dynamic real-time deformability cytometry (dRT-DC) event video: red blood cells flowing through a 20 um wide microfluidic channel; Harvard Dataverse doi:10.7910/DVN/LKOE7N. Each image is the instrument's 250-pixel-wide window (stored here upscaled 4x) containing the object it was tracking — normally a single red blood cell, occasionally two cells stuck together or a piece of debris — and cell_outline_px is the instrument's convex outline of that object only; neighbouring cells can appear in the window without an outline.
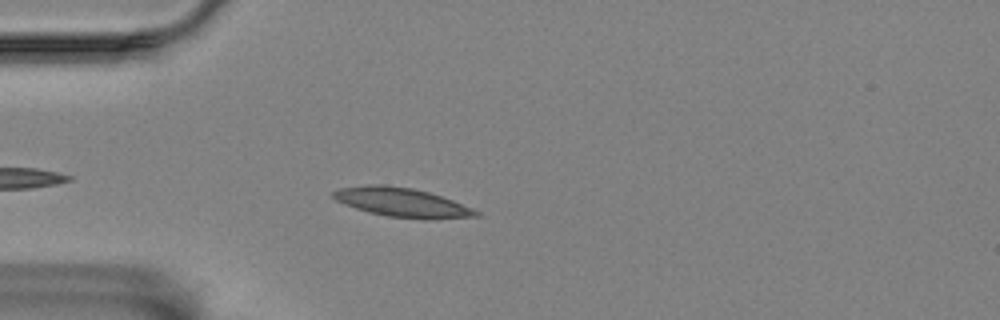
{"species": "Egyptian fruit bat (a non-hibernating species)", "species_latin": "Rousettus aegyptiacus", "temperature_condition": "room temperature", "stored_images_in_passage": 45, "camera_frame_rate_fps": 3000, "um_per_image_px": 0.085, "animal": {"sex": "female"}, "frame": {"image": 1, "passage_image": 6, "time_ms": 1.667, "image_size_px": [1000, 320], "cell_outline_px": [[484, 216], [432, 220], [424, 220], [388, 216], [368, 212], [344, 204], [336, 200], [332, 196], [332, 192], [340, 188], [368, 184], [380, 184], [412, 188], [428, 192], [452, 200], [472, 208], [480, 212]], "centroid_in_image_um": [34.21, 17.22], "position_along_channel_um": 50.8, "area_um2": 24.39}}
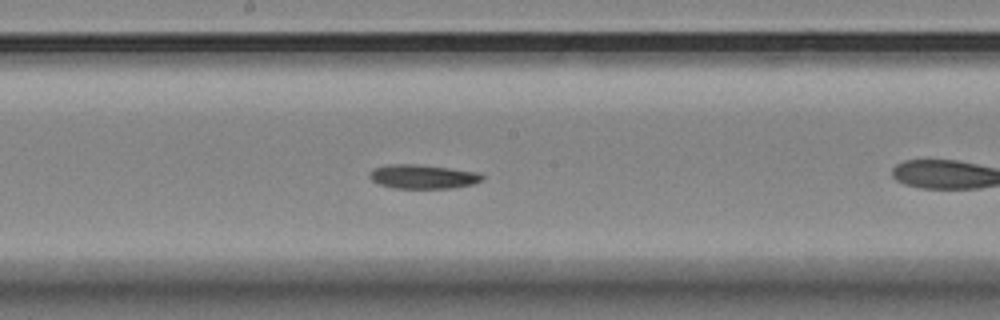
{"frame": {"image": 2, "passage_image": 17, "time_ms": 5.333, "image_size_px": [1000, 320], "cell_outline_px": [[484, 180], [472, 184], [452, 188], [396, 188], [376, 184], [368, 176], [368, 172], [372, 168], [388, 164], [416, 164], [480, 172], [484, 176]], "centroid_in_image_um": [35.91, 15.01], "position_along_channel_um": 212.3, "area_um2": 16.01}}
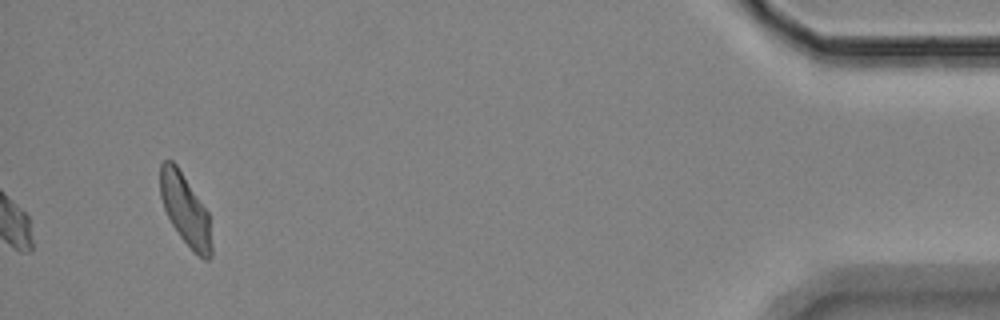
{"frame": {"image": 3, "passage_image": 45, "time_ms": 14.667, "image_size_px": [1000, 320], "cell_outline_px": [[212, 256], [208, 260], [204, 260], [192, 252], [180, 236], [172, 224], [164, 208], [160, 196], [160, 164], [164, 160], [172, 160], [176, 164], [208, 212], [212, 244]], "centroid_in_image_um": [15.76, 17.87], "position_along_channel_um": 419.4, "area_um2": 21.27}, "authors_computed_cell_mechanics": {"area_um2": 16.184, "velocity_mm_per_s": 3.4769, "shape_relaxation_time_tau1_ms": 4.3643, "shape_relaxation_time_tau2_ms": 2.3061, "deformation_change_tau1": 0.0768, "deformation_change_tau2": 0.0594}}